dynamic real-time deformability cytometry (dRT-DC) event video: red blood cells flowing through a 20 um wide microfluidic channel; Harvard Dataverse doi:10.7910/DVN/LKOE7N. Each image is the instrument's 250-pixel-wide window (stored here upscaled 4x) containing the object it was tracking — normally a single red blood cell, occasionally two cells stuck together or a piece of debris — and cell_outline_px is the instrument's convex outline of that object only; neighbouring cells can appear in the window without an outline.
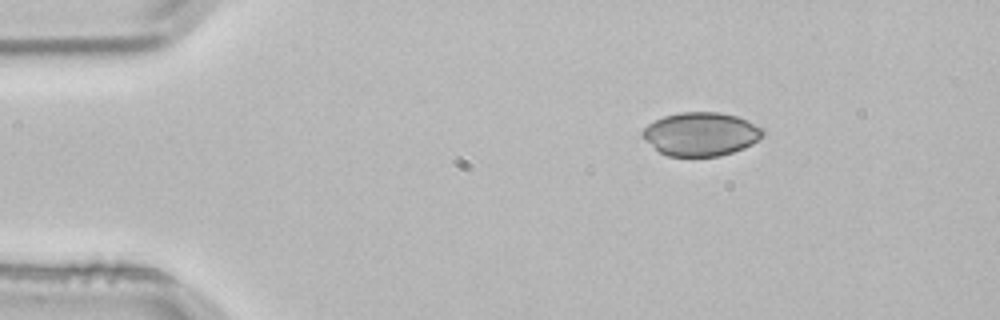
{"species": "common noctule bat (a hibernating species)", "species_latin": "Nyctalus noctula", "temperature_condition": "room temperature", "stored_images_in_passage": 2, "camera_frame_rate_fps": 3000, "um_per_image_px": 0.085, "animal": {"sex": "male", "body_mass_g": 21.5, "forearm_length_mm": 52.0}, "frame": {"image": 1, "passage_image": 1, "time_ms": 0.0, "image_size_px": [1000, 320], "cell_outline_px": [[764, 136], [752, 144], [744, 148], [720, 156], [668, 156], [660, 152], [644, 140], [640, 132], [648, 124], [664, 116], [680, 112], [720, 112], [736, 116], [748, 120], [764, 128]], "centroid_in_image_um": [59.59, 11.39], "position_along_channel_um": 25.4, "area_um2": 30.69}}